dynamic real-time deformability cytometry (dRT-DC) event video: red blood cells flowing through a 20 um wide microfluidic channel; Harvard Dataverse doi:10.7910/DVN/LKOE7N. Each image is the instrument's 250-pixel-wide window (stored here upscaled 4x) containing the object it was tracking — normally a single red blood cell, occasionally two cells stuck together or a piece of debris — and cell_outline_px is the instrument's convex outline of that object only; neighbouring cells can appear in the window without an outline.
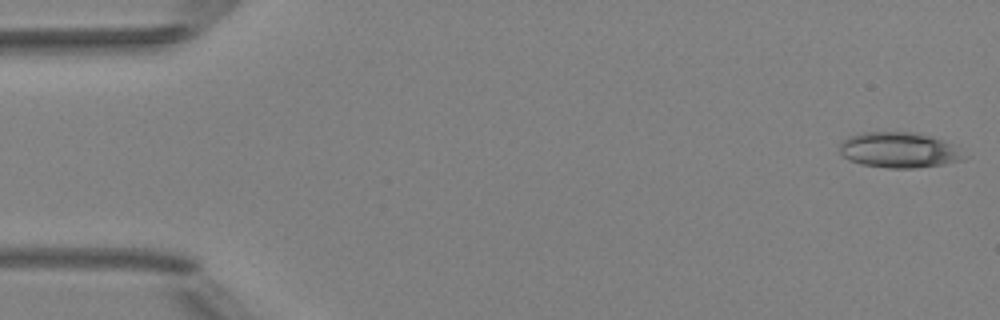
{"species": "Egyptian fruit bat (a non-hibernating species)", "species_latin": "Rousettus aegyptiacus", "temperature_condition": "room temperature", "stored_images_in_passage": 5, "camera_frame_rate_fps": 3000, "um_per_image_px": 0.085, "animal": {"sex": "female"}, "frame": {"image": 1, "passage_image": 1, "time_ms": 0.0, "image_size_px": [1000, 320], "cell_outline_px": [[972, 156], [964, 160], [944, 164], [912, 168], [888, 168], [860, 164], [848, 160], [840, 152], [840, 144], [848, 136], [860, 132], [920, 132], [932, 136], [952, 144]], "centroid_in_image_um": [76.48, 12.75], "position_along_channel_um": 8.5, "area_um2": 26.24}}
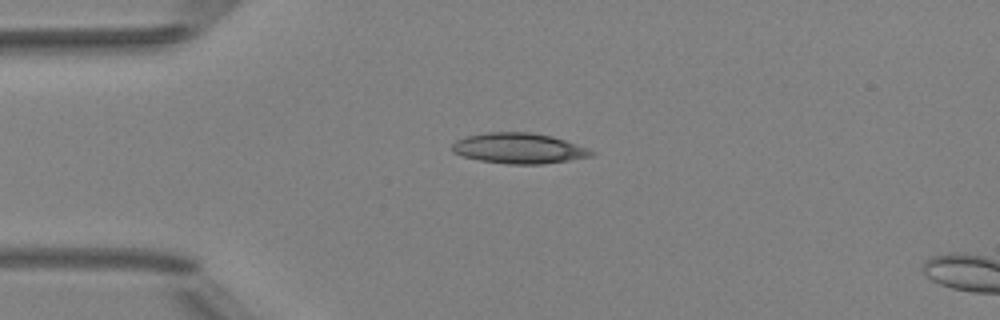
{"frame": {"image": 2, "passage_image": 4, "time_ms": 3.667, "image_size_px": [1000, 320], "cell_outline_px": [[596, 152], [592, 156], [568, 160], [540, 164], [508, 164], [480, 160], [464, 156], [452, 152], [452, 144], [456, 140], [464, 136], [488, 132], [532, 132], [552, 136], [588, 148]], "centroid_in_image_um": [44.09, 12.6], "position_along_channel_um": 40.9, "area_um2": 24.68}}